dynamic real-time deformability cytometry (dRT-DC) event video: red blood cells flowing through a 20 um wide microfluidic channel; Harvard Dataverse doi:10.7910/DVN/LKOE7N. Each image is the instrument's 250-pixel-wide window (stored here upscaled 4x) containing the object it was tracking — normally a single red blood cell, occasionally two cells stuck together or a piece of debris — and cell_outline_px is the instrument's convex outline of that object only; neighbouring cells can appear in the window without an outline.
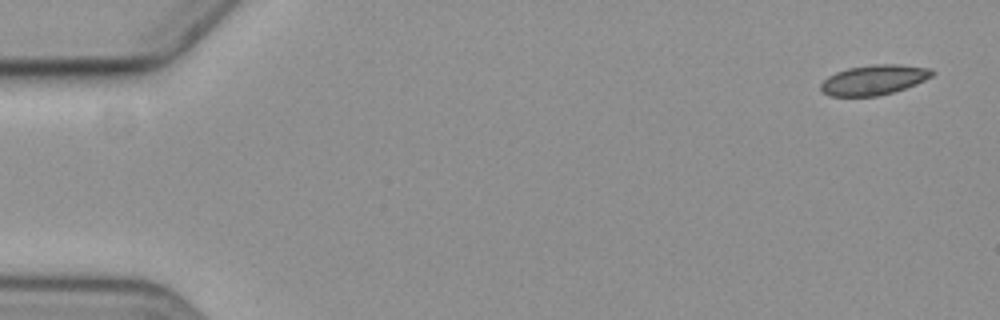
{"species": "common noctule bat (a hibernating species)", "species_latin": "Nyctalus noctula", "temperature_condition": "cold", "stored_images_in_passage": 6, "camera_frame_rate_fps": 3000, "um_per_image_px": 0.085, "animal": {"sex": "female", "body_mass_g": 19.3, "forearm_length_mm": 54.1}, "frame": {"image": 1, "passage_image": 1, "time_ms": 0.0, "image_size_px": [1000, 320], "cell_outline_px": [[936, 72], [932, 76], [916, 84], [892, 92], [876, 96], [828, 96], [820, 92], [820, 84], [828, 76], [836, 72], [848, 68], [872, 64], [900, 64], [932, 68]], "centroid_in_image_um": [74.27, 6.78], "position_along_channel_um": 10.7, "area_um2": 19.59}}
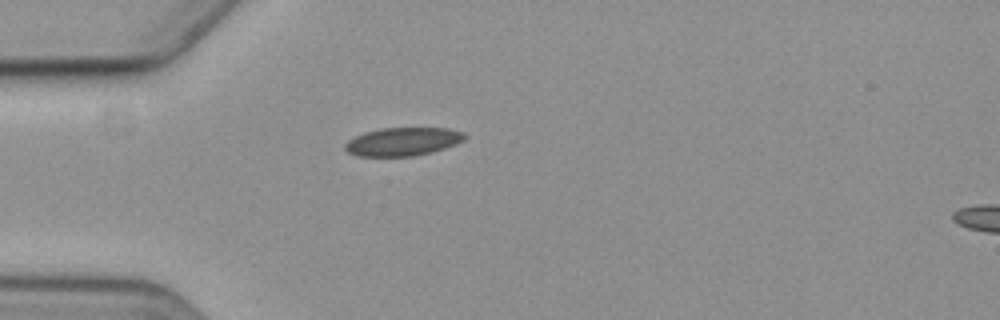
{"frame": {"image": 2, "passage_image": 5, "time_ms": 4.667, "image_size_px": [1000, 320], "cell_outline_px": [[464, 140], [456, 144], [432, 152], [412, 156], [356, 156], [348, 152], [344, 148], [344, 144], [348, 140], [364, 132], [380, 128], [448, 128], [464, 132]], "centroid_in_image_um": [34.21, 12.03], "position_along_channel_um": 50.8, "area_um2": 19.71}}